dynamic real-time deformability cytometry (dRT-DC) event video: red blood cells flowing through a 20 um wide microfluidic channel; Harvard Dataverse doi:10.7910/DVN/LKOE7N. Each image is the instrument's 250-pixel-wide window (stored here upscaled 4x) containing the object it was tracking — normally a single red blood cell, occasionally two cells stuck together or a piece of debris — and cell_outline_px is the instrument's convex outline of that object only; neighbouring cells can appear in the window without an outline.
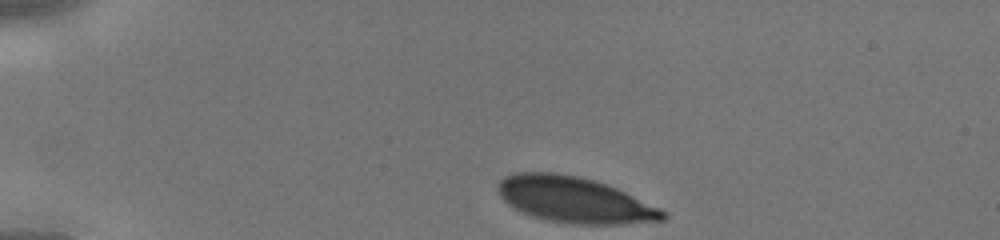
{"species": "human", "species_latin": "Homo sapiens", "temperature_condition": "cold", "stored_images_in_passage": 30, "camera_frame_rate_fps": 3000, "um_per_image_px": 0.085, "donor": {"sex": "male"}, "frame": {"image": 1, "passage_image": 1, "time_ms": 0.0, "image_size_px": [1000, 240], "cell_outline_px": [[668, 216], [664, 220], [624, 224], [572, 224], [548, 220], [532, 216], [512, 208], [500, 196], [496, 188], [496, 184], [504, 176], [512, 172], [552, 172], [576, 176], [596, 180], [616, 188], [660, 208], [668, 212]], "centroid_in_image_um": [48.8, 16.98], "position_along_channel_um": 36.2, "area_um2": 44.27}}
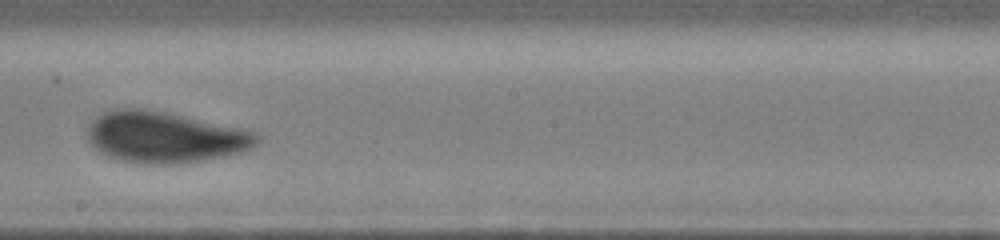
{"frame": {"image": 2, "passage_image": 18, "time_ms": 5.667, "image_size_px": [1000, 240], "cell_outline_px": [[260, 140], [252, 148], [240, 152], [204, 160], [184, 164], [144, 164], [120, 160], [108, 156], [100, 152], [84, 136], [88, 124], [96, 116], [112, 108], [144, 108], [164, 112], [256, 132], [260, 136]], "centroid_in_image_um": [13.94, 11.66], "position_along_channel_um": 234.3, "area_um2": 50.58}}
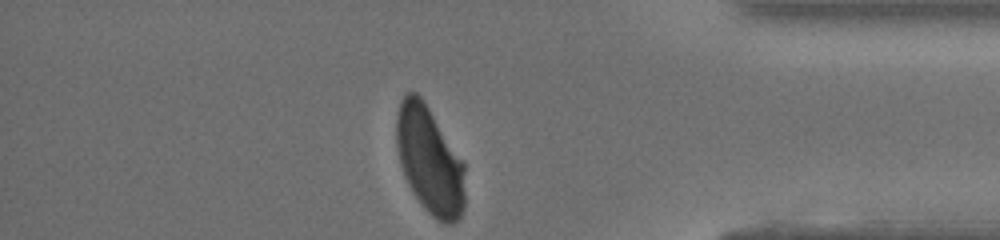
{"frame": {"image": 3, "passage_image": 30, "time_ms": 9.667, "image_size_px": [1000, 240], "cell_outline_px": [[464, 208], [460, 216], [452, 224], [444, 224], [436, 220], [424, 208], [412, 192], [408, 184], [400, 164], [396, 140], [396, 116], [400, 100], [408, 92], [416, 92], [424, 100], [464, 164]], "centroid_in_image_um": [36.49, 13.63], "position_along_channel_um": 398.7, "area_um2": 42.71}}